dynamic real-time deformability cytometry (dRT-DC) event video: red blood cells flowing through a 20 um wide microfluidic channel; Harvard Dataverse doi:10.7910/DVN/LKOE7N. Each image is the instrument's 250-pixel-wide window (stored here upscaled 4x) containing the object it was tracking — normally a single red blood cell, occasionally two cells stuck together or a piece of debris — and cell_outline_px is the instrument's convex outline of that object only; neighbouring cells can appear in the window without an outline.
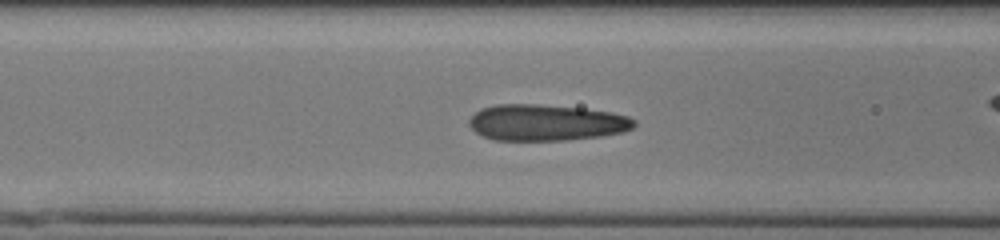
{"species": "human", "species_latin": "Homo sapiens", "temperature_condition": "cold", "stored_images_in_passage": 52, "camera_frame_rate_fps": 3000, "um_per_image_px": 0.085, "donor": {"sex": "male"}, "frame": {"image": 1, "passage_image": 21, "time_ms": 6.667, "image_size_px": [1000, 240], "cell_outline_px": [[636, 124], [632, 128], [624, 132], [600, 136], [568, 140], [496, 140], [484, 136], [476, 132], [468, 124], [468, 120], [480, 108], [496, 104], [536, 104], [584, 108], [612, 112], [628, 116], [636, 120]], "centroid_in_image_um": [46.45, 10.41], "position_along_channel_um": 120.2, "area_um2": 35.03}}
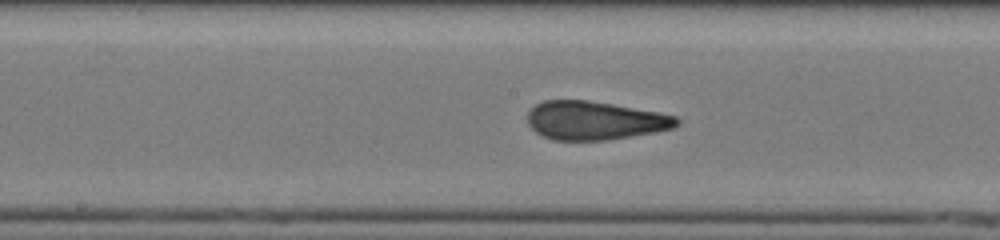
{"frame": {"image": 2, "passage_image": 27, "time_ms": 8.667, "image_size_px": [1000, 240], "cell_outline_px": [[680, 124], [672, 128], [656, 132], [608, 140], [552, 140], [536, 132], [528, 124], [528, 112], [536, 104], [544, 100], [588, 100], [660, 112], [676, 116], [680, 120]], "centroid_in_image_um": [50.58, 10.24], "position_along_channel_um": 197.6, "area_um2": 33.58}}
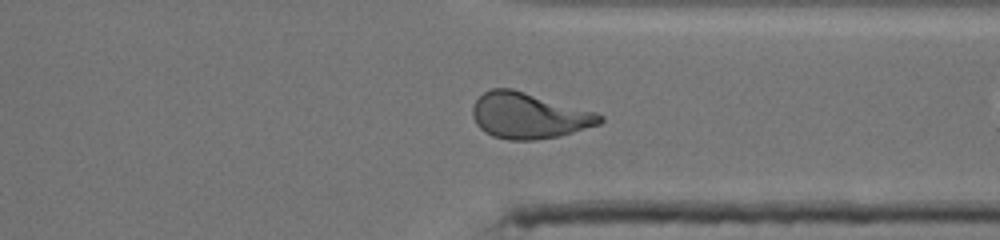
{"frame": {"image": 3, "passage_image": 40, "time_ms": 13.0, "image_size_px": [1000, 240], "cell_outline_px": [[604, 120], [600, 124], [560, 136], [536, 140], [508, 140], [492, 136], [484, 132], [476, 124], [472, 116], [472, 108], [476, 100], [484, 92], [492, 88], [512, 88], [596, 112], [604, 116]], "centroid_in_image_um": [44.94, 9.84], "position_along_channel_um": 366.5, "area_um2": 34.16}, "authors_computed_cell_mechanics": {"area_um2": 33.3795, "velocity_mm_per_s": 3.8925, "shape_relaxation_time_tau1_ms": 7.0271, "shape_relaxation_time_tau2_ms": 0.9652, "deformation_change_tau1": 0.235, "deformation_change_tau2": 0.0869}}